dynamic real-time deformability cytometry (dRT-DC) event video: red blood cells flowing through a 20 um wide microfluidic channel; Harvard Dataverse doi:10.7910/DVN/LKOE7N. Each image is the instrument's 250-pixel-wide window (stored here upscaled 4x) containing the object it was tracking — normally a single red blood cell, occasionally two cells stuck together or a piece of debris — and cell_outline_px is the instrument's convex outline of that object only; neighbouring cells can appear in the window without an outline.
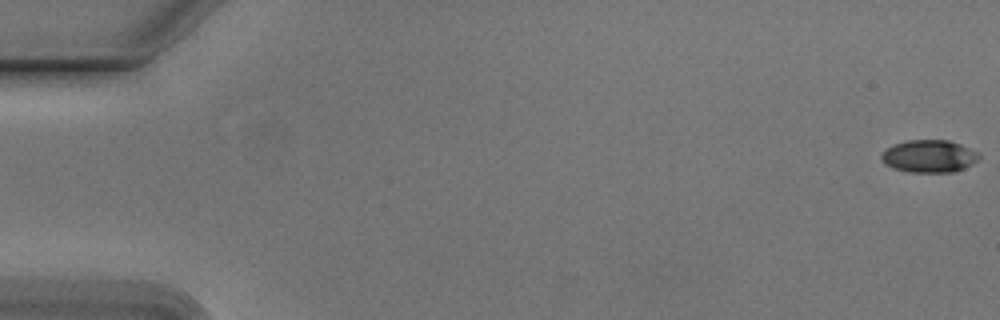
{"species": "Egyptian fruit bat (a non-hibernating species)", "species_latin": "Rousettus aegyptiacus", "temperature_condition": "cold", "stored_images_in_passage": 10, "camera_frame_rate_fps": 3000, "um_per_image_px": 0.085, "animal": {"sex": "male"}, "frame": {"image": 1, "passage_image": 1, "time_ms": 0.0, "image_size_px": [1000, 320], "cell_outline_px": [[980, 156], [972, 164], [964, 168], [952, 172], [912, 172], [892, 168], [884, 164], [880, 156], [892, 144], [908, 140], [948, 140], [960, 144], [976, 152]], "centroid_in_image_um": [78.94, 13.28], "position_along_channel_um": 6.1, "area_um2": 18.32}}